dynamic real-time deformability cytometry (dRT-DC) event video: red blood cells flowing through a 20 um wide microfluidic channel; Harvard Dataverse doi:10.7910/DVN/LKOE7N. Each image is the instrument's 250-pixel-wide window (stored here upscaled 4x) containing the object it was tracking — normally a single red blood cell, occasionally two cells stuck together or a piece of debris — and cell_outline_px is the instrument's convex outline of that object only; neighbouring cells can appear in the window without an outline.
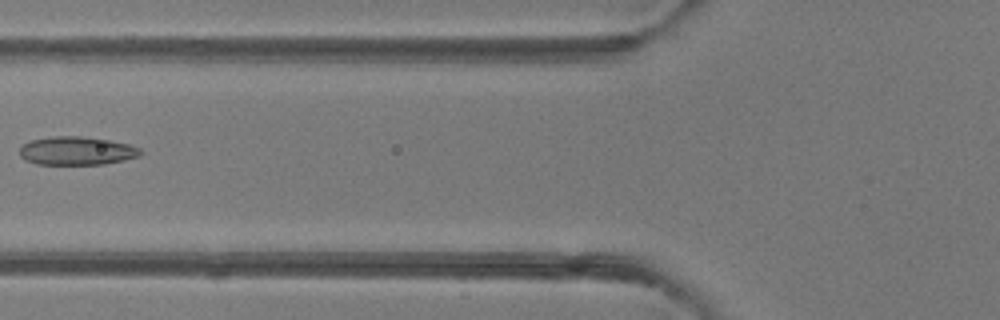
{"species": "common noctule bat (a hibernating species)", "species_latin": "Nyctalus noctula", "temperature_condition": "room temperature", "stored_images_in_passage": 6, "camera_frame_rate_fps": 3000, "um_per_image_px": 0.085, "animal": {"sex": "female"}, "frame": {"image": 1, "passage_image": 6, "time_ms": 6.0, "image_size_px": [1000, 320], "cell_outline_px": [[144, 152], [140, 156], [124, 160], [104, 164], [36, 164], [20, 156], [20, 148], [24, 144], [32, 140], [52, 136], [80, 136], [108, 140], [128, 144], [140, 148]], "centroid_in_image_um": [6.56, 12.82], "position_along_channel_um": 119.2, "area_um2": 19.88}}